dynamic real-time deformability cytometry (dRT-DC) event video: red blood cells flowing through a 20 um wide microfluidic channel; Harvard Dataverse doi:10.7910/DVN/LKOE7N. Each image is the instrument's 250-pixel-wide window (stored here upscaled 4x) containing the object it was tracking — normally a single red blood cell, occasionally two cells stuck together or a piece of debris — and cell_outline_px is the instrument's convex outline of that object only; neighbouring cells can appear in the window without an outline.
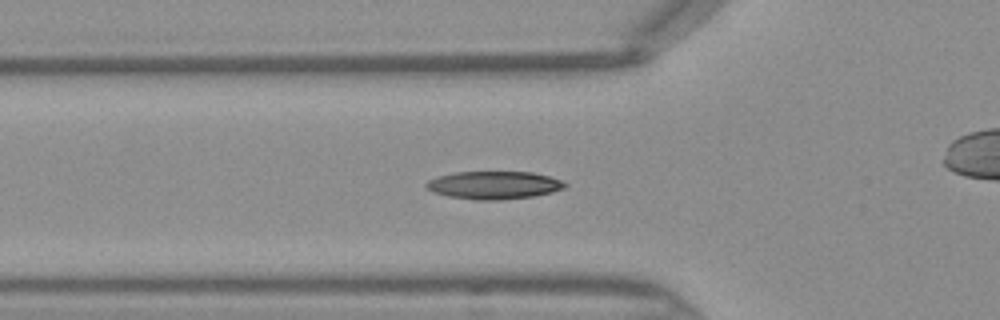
{"species": "Egyptian fruit bat (a non-hibernating species)", "species_latin": "Rousettus aegyptiacus", "temperature_condition": "warm", "stored_images_in_passage": 37, "camera_frame_rate_fps": 3000, "um_per_image_px": 0.085, "frame": {"image": 1, "passage_image": 6, "time_ms": 1.667, "image_size_px": [1000, 320], "cell_outline_px": [[568, 184], [564, 188], [552, 192], [536, 196], [500, 200], [476, 200], [448, 196], [432, 192], [424, 188], [424, 184], [428, 180], [436, 176], [456, 172], [532, 172], [548, 176], [560, 180]], "centroid_in_image_um": [41.94, 15.74], "position_along_channel_um": 83.9, "area_um2": 22.72}}
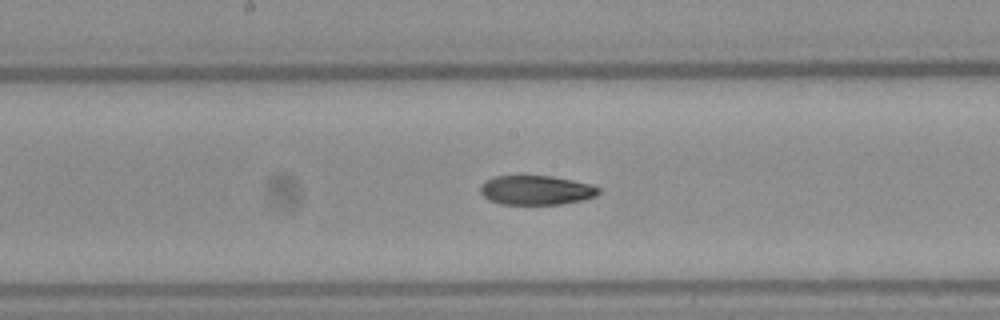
{"frame": {"image": 2, "passage_image": 14, "time_ms": 4.333, "image_size_px": [1000, 320], "cell_outline_px": [[600, 192], [596, 196], [584, 200], [560, 204], [500, 204], [488, 200], [480, 192], [480, 184], [484, 180], [492, 176], [552, 176], [592, 184], [600, 188]], "centroid_in_image_um": [45.56, 16.16], "position_along_channel_um": 202.6, "area_um2": 20.46}}
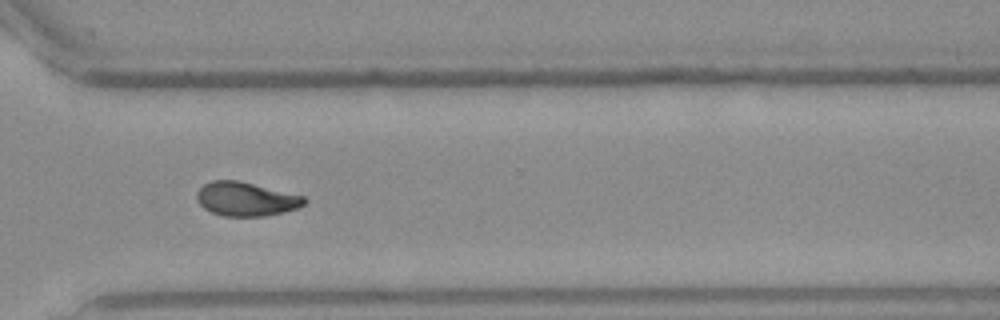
{"frame": {"image": 3, "passage_image": 24, "time_ms": 7.667, "image_size_px": [1000, 320], "cell_outline_px": [[308, 200], [300, 208], [284, 212], [264, 216], [224, 216], [212, 212], [204, 208], [196, 200], [196, 192], [204, 184], [212, 180], [236, 180], [304, 196]], "centroid_in_image_um": [20.91, 16.92], "position_along_channel_um": 349.7, "area_um2": 21.21}}